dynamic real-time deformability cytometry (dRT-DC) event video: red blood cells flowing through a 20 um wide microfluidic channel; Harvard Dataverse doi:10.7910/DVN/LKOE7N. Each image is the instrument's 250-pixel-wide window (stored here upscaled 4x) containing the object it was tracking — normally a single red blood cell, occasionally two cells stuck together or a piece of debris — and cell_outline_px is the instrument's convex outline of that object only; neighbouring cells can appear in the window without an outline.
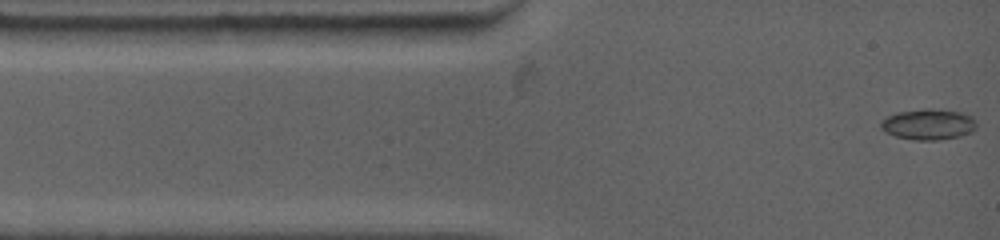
{"species": "common noctule bat (a hibernating species)", "species_latin": "Nyctalus noctula", "temperature_condition": "warm", "stored_images_in_passage": 3, "camera_frame_rate_fps": 4500, "um_per_image_px": 0.085, "animal": {"sex": "female", "body_mass_g": 19.0, "forearm_length_mm": 53.3}, "frame": {"image": 1, "passage_image": 1, "time_ms": 0.0, "image_size_px": [1000, 240], "cell_outline_px": [[976, 128], [972, 132], [960, 136], [940, 140], [912, 140], [896, 136], [884, 132], [880, 128], [880, 120], [896, 112], [928, 108], [960, 112], [972, 116], [976, 124]], "centroid_in_image_um": [78.88, 10.57], "position_along_channel_um": 6.1, "area_um2": 17.34}}
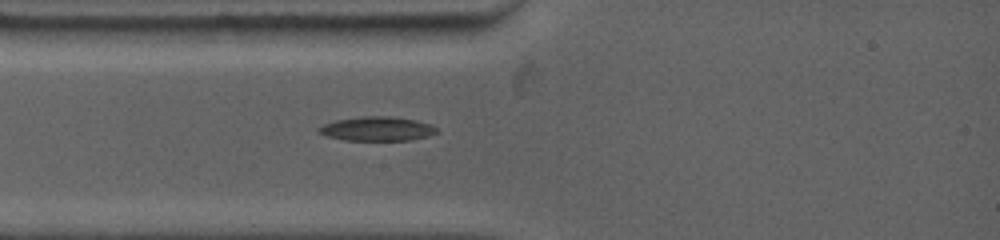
{"frame": {"image": 2, "passage_image": 3, "time_ms": 2.444, "image_size_px": [1000, 240], "cell_outline_px": [[440, 132], [428, 136], [412, 140], [344, 140], [328, 136], [316, 132], [316, 128], [324, 124], [336, 120], [360, 116], [388, 116], [412, 120], [428, 124], [436, 128]], "centroid_in_image_um": [32.01, 10.95], "position_along_channel_um": 53.0, "area_um2": 16.53}}